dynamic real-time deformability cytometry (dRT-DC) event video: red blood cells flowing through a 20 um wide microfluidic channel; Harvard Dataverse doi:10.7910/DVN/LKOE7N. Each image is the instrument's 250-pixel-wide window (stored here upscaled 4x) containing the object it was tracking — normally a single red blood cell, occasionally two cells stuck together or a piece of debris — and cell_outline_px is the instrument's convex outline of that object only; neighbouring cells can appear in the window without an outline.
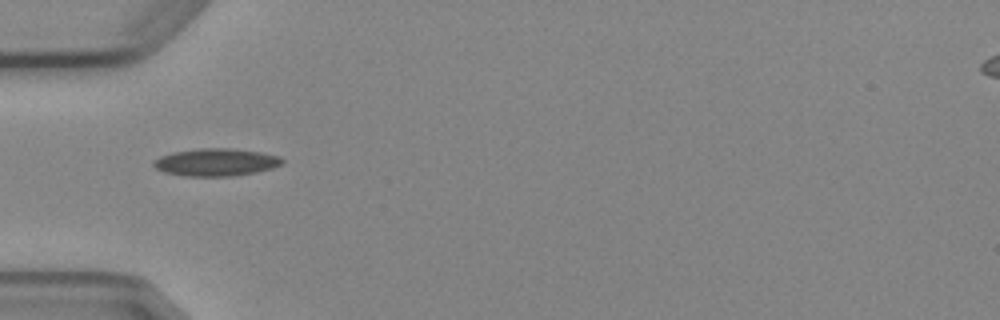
{"species": "Egyptian fruit bat (a non-hibernating species)", "species_latin": "Rousettus aegyptiacus", "temperature_condition": "cold", "stored_images_in_passage": 3, "camera_frame_rate_fps": 3000, "um_per_image_px": 0.085, "animal": {"sex": "female"}, "frame": {"image": 1, "passage_image": 3, "time_ms": 2.333, "image_size_px": [1000, 320], "cell_outline_px": [[284, 164], [272, 168], [256, 172], [232, 176], [184, 176], [164, 172], [156, 168], [152, 164], [160, 156], [172, 152], [200, 148], [232, 148], [260, 152], [280, 156], [284, 160]], "centroid_in_image_um": [18.39, 13.78], "position_along_channel_um": 66.6, "area_um2": 20.69}}